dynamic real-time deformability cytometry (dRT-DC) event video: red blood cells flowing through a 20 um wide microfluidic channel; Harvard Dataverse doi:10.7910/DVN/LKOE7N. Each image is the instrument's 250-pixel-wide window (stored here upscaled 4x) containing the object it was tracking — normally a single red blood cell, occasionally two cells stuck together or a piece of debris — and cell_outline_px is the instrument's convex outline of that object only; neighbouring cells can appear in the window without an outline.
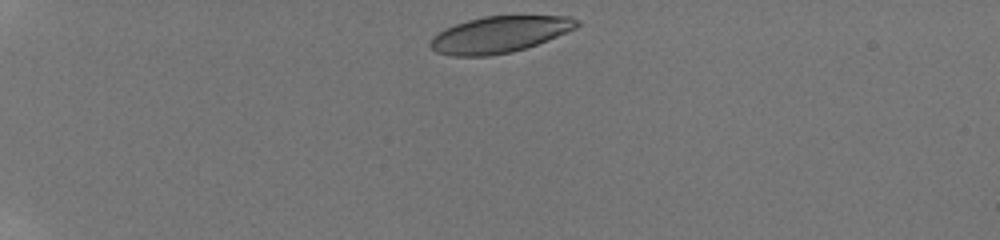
{"species": "human", "species_latin": "Homo sapiens", "temperature_condition": "room temperature", "stored_images_in_passage": 6, "camera_frame_rate_fps": 3000, "um_per_image_px": 0.085, "donor": {"sex": "male"}, "frame": {"image": 1, "passage_image": 1, "time_ms": 0.0, "image_size_px": [1000, 240], "cell_outline_px": [[580, 24], [576, 28], [548, 40], [512, 52], [488, 56], [452, 56], [436, 52], [428, 44], [432, 36], [456, 24], [468, 20], [484, 16], [568, 16], [580, 20]], "centroid_in_image_um": [42.46, 2.93], "position_along_channel_um": 42.5, "area_um2": 30.92}}
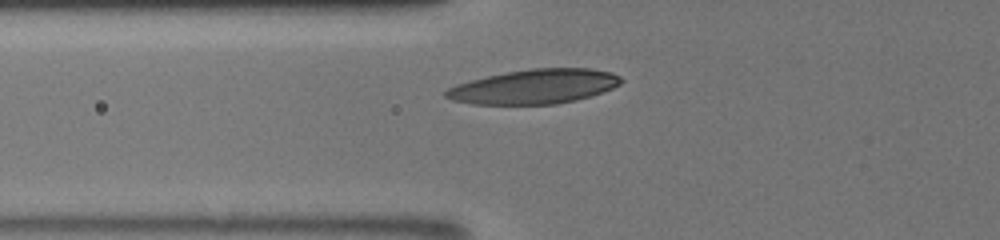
{"frame": {"image": 2, "passage_image": 4, "time_ms": 2.667, "image_size_px": [1000, 240], "cell_outline_px": [[624, 80], [620, 84], [612, 88], [576, 100], [556, 104], [472, 104], [452, 100], [444, 96], [444, 92], [448, 88], [456, 84], [488, 76], [528, 68], [592, 68], [612, 72], [620, 76]], "centroid_in_image_um": [45.43, 7.35], "position_along_channel_um": 80.4, "area_um2": 35.08}}
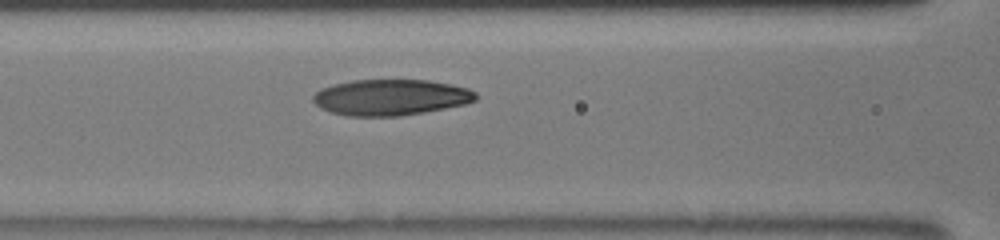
{"frame": {"image": 3, "passage_image": 6, "time_ms": 4.0, "image_size_px": [1000, 240], "cell_outline_px": [[476, 100], [464, 104], [424, 112], [400, 116], [348, 116], [332, 112], [320, 108], [312, 100], [312, 96], [320, 88], [352, 80], [428, 80], [468, 88], [476, 92]], "centroid_in_image_um": [33.18, 8.27], "position_along_channel_um": 133.4, "area_um2": 33.99}}